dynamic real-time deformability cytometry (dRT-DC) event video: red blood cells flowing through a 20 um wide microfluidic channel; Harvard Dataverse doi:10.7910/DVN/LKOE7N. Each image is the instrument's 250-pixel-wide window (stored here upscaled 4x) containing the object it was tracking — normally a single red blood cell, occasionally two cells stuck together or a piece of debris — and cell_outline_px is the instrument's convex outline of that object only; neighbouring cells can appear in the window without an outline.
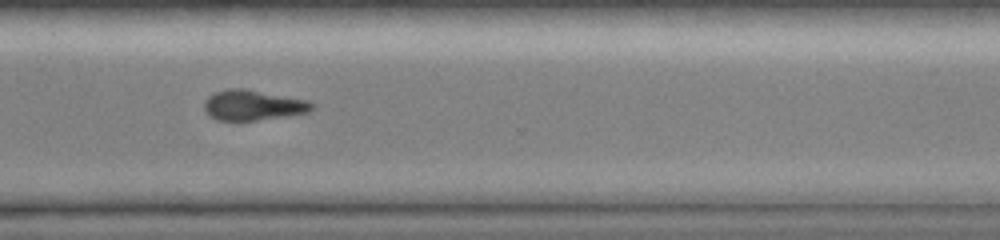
{"species": "common noctule bat (a hibernating species)", "species_latin": "Nyctalus noctula", "temperature_condition": "room temperature", "stored_images_in_passage": 17, "camera_frame_rate_fps": 3000, "um_per_image_px": 0.085, "animal": {"sex": "female", "body_mass_g": 19.0, "forearm_length_mm": 51.5}, "frame": {"image": 1, "passage_image": 12, "time_ms": 11.0, "image_size_px": [1000, 240], "cell_outline_px": [[316, 108], [308, 112], [256, 120], [220, 120], [208, 116], [204, 108], [204, 100], [208, 96], [216, 92], [228, 88], [244, 88], [312, 100], [316, 104]], "centroid_in_image_um": [21.55, 8.92], "position_along_channel_um": 349.0, "area_um2": 19.25}}
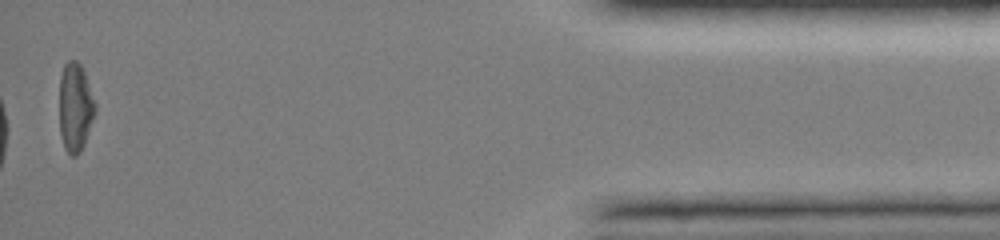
{"frame": {"image": 2, "passage_image": 17, "time_ms": 14.667, "image_size_px": [1000, 240], "cell_outline_px": [[96, 112], [84, 144], [80, 152], [76, 156], [72, 156], [64, 148], [60, 132], [60, 76], [64, 64], [68, 60], [76, 60], [80, 64], [84, 72], [96, 104]], "centroid_in_image_um": [6.4, 9.12], "position_along_channel_um": 428.8, "area_um2": 18.5}}